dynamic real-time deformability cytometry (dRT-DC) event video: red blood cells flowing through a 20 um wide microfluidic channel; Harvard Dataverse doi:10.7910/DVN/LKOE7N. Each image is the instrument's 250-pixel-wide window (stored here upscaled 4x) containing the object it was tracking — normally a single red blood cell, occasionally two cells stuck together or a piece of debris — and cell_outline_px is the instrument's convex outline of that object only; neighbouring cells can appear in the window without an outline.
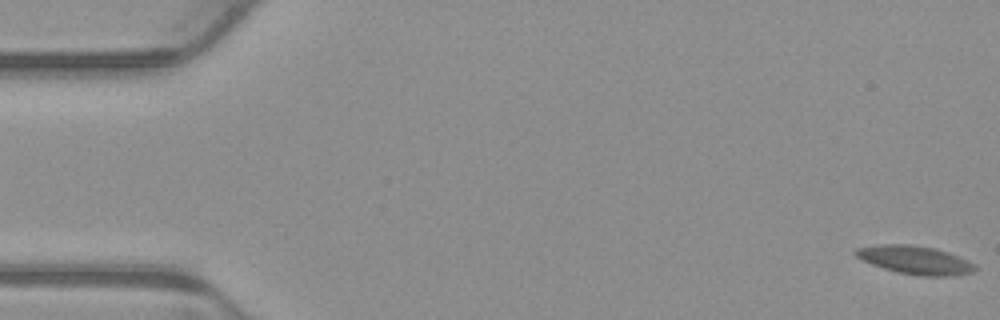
{"species": "common noctule bat (a hibernating species)", "species_latin": "Nyctalus noctula", "temperature_condition": "warm", "stored_images_in_passage": 5, "camera_frame_rate_fps": 3000, "um_per_image_px": 0.085, "animal": {"sex": "male", "body_mass_g": 23.1, "forearm_length_mm": 52.7}, "frame": {"image": 1, "passage_image": 1, "time_ms": 0.0, "image_size_px": [1000, 320], "cell_outline_px": [[976, 268], [972, 272], [952, 276], [920, 276], [896, 272], [860, 260], [852, 252], [856, 248], [880, 244], [908, 244], [936, 248], [948, 252], [976, 264]], "centroid_in_image_um": [77.75, 22.1], "position_along_channel_um": 7.2, "area_um2": 19.83}}
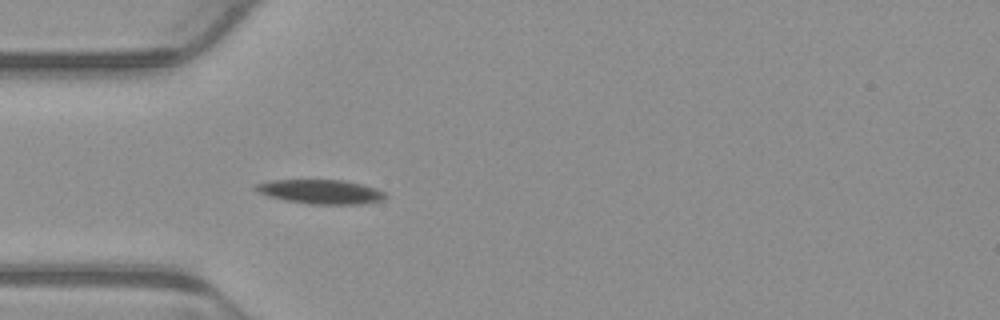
{"frame": {"image": 2, "passage_image": 5, "time_ms": 1.333, "image_size_px": [1000, 320], "cell_outline_px": [[388, 196], [384, 200], [364, 204], [308, 204], [284, 200], [268, 196], [256, 192], [252, 188], [252, 184], [272, 180], [344, 180], [376, 188], [384, 192]], "centroid_in_image_um": [27.22, 16.3], "position_along_channel_um": 57.8, "area_um2": 18.61}}